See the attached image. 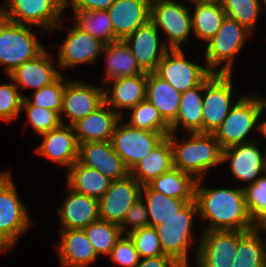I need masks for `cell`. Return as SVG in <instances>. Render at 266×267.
Listing matches in <instances>:
<instances>
[{"label": "cell", "mask_w": 266, "mask_h": 267, "mask_svg": "<svg viewBox=\"0 0 266 267\" xmlns=\"http://www.w3.org/2000/svg\"><path fill=\"white\" fill-rule=\"evenodd\" d=\"M201 181L196 183L195 201L199 216L209 221L205 231H248L257 226L249 215L243 186L213 189Z\"/></svg>", "instance_id": "1"}, {"label": "cell", "mask_w": 266, "mask_h": 267, "mask_svg": "<svg viewBox=\"0 0 266 267\" xmlns=\"http://www.w3.org/2000/svg\"><path fill=\"white\" fill-rule=\"evenodd\" d=\"M188 139L178 141L176 133L168 135L173 151L174 168L203 179L211 167L222 162V149L212 133H189ZM177 140V141H176Z\"/></svg>", "instance_id": "2"}, {"label": "cell", "mask_w": 266, "mask_h": 267, "mask_svg": "<svg viewBox=\"0 0 266 267\" xmlns=\"http://www.w3.org/2000/svg\"><path fill=\"white\" fill-rule=\"evenodd\" d=\"M248 94L241 96L214 133L222 150L237 144L253 141L246 139L253 129L258 130V123L263 110L265 98Z\"/></svg>", "instance_id": "3"}, {"label": "cell", "mask_w": 266, "mask_h": 267, "mask_svg": "<svg viewBox=\"0 0 266 267\" xmlns=\"http://www.w3.org/2000/svg\"><path fill=\"white\" fill-rule=\"evenodd\" d=\"M31 27L0 18V65L8 75L45 50Z\"/></svg>", "instance_id": "4"}, {"label": "cell", "mask_w": 266, "mask_h": 267, "mask_svg": "<svg viewBox=\"0 0 266 267\" xmlns=\"http://www.w3.org/2000/svg\"><path fill=\"white\" fill-rule=\"evenodd\" d=\"M11 175L9 171L0 180V253L12 248L32 222Z\"/></svg>", "instance_id": "5"}, {"label": "cell", "mask_w": 266, "mask_h": 267, "mask_svg": "<svg viewBox=\"0 0 266 267\" xmlns=\"http://www.w3.org/2000/svg\"><path fill=\"white\" fill-rule=\"evenodd\" d=\"M196 215L199 213L194 200L188 202L175 216L155 227L164 254L174 258L183 267H189V247L194 243L191 229Z\"/></svg>", "instance_id": "6"}, {"label": "cell", "mask_w": 266, "mask_h": 267, "mask_svg": "<svg viewBox=\"0 0 266 267\" xmlns=\"http://www.w3.org/2000/svg\"><path fill=\"white\" fill-rule=\"evenodd\" d=\"M251 34L245 26L226 16L215 36L206 43L205 66L212 73H232L234 58ZM221 63L224 65L216 70Z\"/></svg>", "instance_id": "7"}, {"label": "cell", "mask_w": 266, "mask_h": 267, "mask_svg": "<svg viewBox=\"0 0 266 267\" xmlns=\"http://www.w3.org/2000/svg\"><path fill=\"white\" fill-rule=\"evenodd\" d=\"M2 16L23 25L40 27L49 33L62 29L65 0H6Z\"/></svg>", "instance_id": "8"}, {"label": "cell", "mask_w": 266, "mask_h": 267, "mask_svg": "<svg viewBox=\"0 0 266 267\" xmlns=\"http://www.w3.org/2000/svg\"><path fill=\"white\" fill-rule=\"evenodd\" d=\"M232 73H210L203 80V133L214 134L221 126L231 108Z\"/></svg>", "instance_id": "9"}, {"label": "cell", "mask_w": 266, "mask_h": 267, "mask_svg": "<svg viewBox=\"0 0 266 267\" xmlns=\"http://www.w3.org/2000/svg\"><path fill=\"white\" fill-rule=\"evenodd\" d=\"M150 21L165 32L169 49H182L193 32L190 9L177 0H151Z\"/></svg>", "instance_id": "10"}, {"label": "cell", "mask_w": 266, "mask_h": 267, "mask_svg": "<svg viewBox=\"0 0 266 267\" xmlns=\"http://www.w3.org/2000/svg\"><path fill=\"white\" fill-rule=\"evenodd\" d=\"M121 123L120 120L113 132L111 144L129 170L170 134L141 130Z\"/></svg>", "instance_id": "11"}, {"label": "cell", "mask_w": 266, "mask_h": 267, "mask_svg": "<svg viewBox=\"0 0 266 267\" xmlns=\"http://www.w3.org/2000/svg\"><path fill=\"white\" fill-rule=\"evenodd\" d=\"M154 73L183 93L198 86L211 71L187 60L182 49H169Z\"/></svg>", "instance_id": "12"}, {"label": "cell", "mask_w": 266, "mask_h": 267, "mask_svg": "<svg viewBox=\"0 0 266 267\" xmlns=\"http://www.w3.org/2000/svg\"><path fill=\"white\" fill-rule=\"evenodd\" d=\"M195 251L198 267H233L239 231H204Z\"/></svg>", "instance_id": "13"}, {"label": "cell", "mask_w": 266, "mask_h": 267, "mask_svg": "<svg viewBox=\"0 0 266 267\" xmlns=\"http://www.w3.org/2000/svg\"><path fill=\"white\" fill-rule=\"evenodd\" d=\"M142 185L130 174L112 181L110 189L99 199L100 219L121 225L125 214L141 197Z\"/></svg>", "instance_id": "14"}, {"label": "cell", "mask_w": 266, "mask_h": 267, "mask_svg": "<svg viewBox=\"0 0 266 267\" xmlns=\"http://www.w3.org/2000/svg\"><path fill=\"white\" fill-rule=\"evenodd\" d=\"M159 36V30L149 20L124 39L138 65L146 73L155 72L169 50L166 41L161 43Z\"/></svg>", "instance_id": "15"}, {"label": "cell", "mask_w": 266, "mask_h": 267, "mask_svg": "<svg viewBox=\"0 0 266 267\" xmlns=\"http://www.w3.org/2000/svg\"><path fill=\"white\" fill-rule=\"evenodd\" d=\"M104 89L86 82L67 81L62 96L61 122L64 124L63 114L69 118V125H73L95 111L104 102Z\"/></svg>", "instance_id": "16"}, {"label": "cell", "mask_w": 266, "mask_h": 267, "mask_svg": "<svg viewBox=\"0 0 266 267\" xmlns=\"http://www.w3.org/2000/svg\"><path fill=\"white\" fill-rule=\"evenodd\" d=\"M66 40L60 45L57 67L71 68L80 64H89L97 60L103 53V43L100 39L82 31L76 25L71 27Z\"/></svg>", "instance_id": "17"}, {"label": "cell", "mask_w": 266, "mask_h": 267, "mask_svg": "<svg viewBox=\"0 0 266 267\" xmlns=\"http://www.w3.org/2000/svg\"><path fill=\"white\" fill-rule=\"evenodd\" d=\"M228 160L236 180L253 184L266 172V152L262 153L256 140L222 150V162Z\"/></svg>", "instance_id": "18"}, {"label": "cell", "mask_w": 266, "mask_h": 267, "mask_svg": "<svg viewBox=\"0 0 266 267\" xmlns=\"http://www.w3.org/2000/svg\"><path fill=\"white\" fill-rule=\"evenodd\" d=\"M78 161L84 166L98 170L113 181L126 178L130 174V170L112 147L111 141L79 144Z\"/></svg>", "instance_id": "19"}, {"label": "cell", "mask_w": 266, "mask_h": 267, "mask_svg": "<svg viewBox=\"0 0 266 267\" xmlns=\"http://www.w3.org/2000/svg\"><path fill=\"white\" fill-rule=\"evenodd\" d=\"M41 136L44 139L35 149L37 154L66 166V170L78 160L79 144L72 125L61 124Z\"/></svg>", "instance_id": "20"}, {"label": "cell", "mask_w": 266, "mask_h": 267, "mask_svg": "<svg viewBox=\"0 0 266 267\" xmlns=\"http://www.w3.org/2000/svg\"><path fill=\"white\" fill-rule=\"evenodd\" d=\"M122 119L106 102L72 126L78 144L111 141L118 122Z\"/></svg>", "instance_id": "21"}, {"label": "cell", "mask_w": 266, "mask_h": 267, "mask_svg": "<svg viewBox=\"0 0 266 267\" xmlns=\"http://www.w3.org/2000/svg\"><path fill=\"white\" fill-rule=\"evenodd\" d=\"M50 53L45 49L36 58L25 61L8 76L18 89L24 91L30 87L39 90L40 88L55 82L62 74L52 65Z\"/></svg>", "instance_id": "22"}, {"label": "cell", "mask_w": 266, "mask_h": 267, "mask_svg": "<svg viewBox=\"0 0 266 267\" xmlns=\"http://www.w3.org/2000/svg\"><path fill=\"white\" fill-rule=\"evenodd\" d=\"M61 229H84L100 219L99 200L79 194L68 187V195L58 209Z\"/></svg>", "instance_id": "23"}, {"label": "cell", "mask_w": 266, "mask_h": 267, "mask_svg": "<svg viewBox=\"0 0 266 267\" xmlns=\"http://www.w3.org/2000/svg\"><path fill=\"white\" fill-rule=\"evenodd\" d=\"M151 0H115L107 10L115 35L124 40L150 20Z\"/></svg>", "instance_id": "24"}, {"label": "cell", "mask_w": 266, "mask_h": 267, "mask_svg": "<svg viewBox=\"0 0 266 267\" xmlns=\"http://www.w3.org/2000/svg\"><path fill=\"white\" fill-rule=\"evenodd\" d=\"M57 245L61 267H86L98 255L83 229H60Z\"/></svg>", "instance_id": "25"}, {"label": "cell", "mask_w": 266, "mask_h": 267, "mask_svg": "<svg viewBox=\"0 0 266 267\" xmlns=\"http://www.w3.org/2000/svg\"><path fill=\"white\" fill-rule=\"evenodd\" d=\"M111 81L112 90L110 88L104 90V99L123 119L121 109H131L146 99L147 73L145 72L137 76L121 77ZM109 91H112L111 94Z\"/></svg>", "instance_id": "26"}, {"label": "cell", "mask_w": 266, "mask_h": 267, "mask_svg": "<svg viewBox=\"0 0 266 267\" xmlns=\"http://www.w3.org/2000/svg\"><path fill=\"white\" fill-rule=\"evenodd\" d=\"M173 167L172 146L169 137L166 136L130 170V175L143 186Z\"/></svg>", "instance_id": "27"}, {"label": "cell", "mask_w": 266, "mask_h": 267, "mask_svg": "<svg viewBox=\"0 0 266 267\" xmlns=\"http://www.w3.org/2000/svg\"><path fill=\"white\" fill-rule=\"evenodd\" d=\"M181 94L154 72L147 73L146 99L158 109L163 120L169 126L178 115Z\"/></svg>", "instance_id": "28"}, {"label": "cell", "mask_w": 266, "mask_h": 267, "mask_svg": "<svg viewBox=\"0 0 266 267\" xmlns=\"http://www.w3.org/2000/svg\"><path fill=\"white\" fill-rule=\"evenodd\" d=\"M67 174V187L98 200L110 189L113 181L98 170L84 166L78 160L67 170Z\"/></svg>", "instance_id": "29"}, {"label": "cell", "mask_w": 266, "mask_h": 267, "mask_svg": "<svg viewBox=\"0 0 266 267\" xmlns=\"http://www.w3.org/2000/svg\"><path fill=\"white\" fill-rule=\"evenodd\" d=\"M102 52L105 53L106 58L104 83L121 77L137 76L145 73L124 40L105 44Z\"/></svg>", "instance_id": "30"}, {"label": "cell", "mask_w": 266, "mask_h": 267, "mask_svg": "<svg viewBox=\"0 0 266 267\" xmlns=\"http://www.w3.org/2000/svg\"><path fill=\"white\" fill-rule=\"evenodd\" d=\"M203 81L181 94L176 120L170 125V133H176L181 124L188 133H203L202 101Z\"/></svg>", "instance_id": "31"}, {"label": "cell", "mask_w": 266, "mask_h": 267, "mask_svg": "<svg viewBox=\"0 0 266 267\" xmlns=\"http://www.w3.org/2000/svg\"><path fill=\"white\" fill-rule=\"evenodd\" d=\"M261 230L264 228L257 225L251 230L239 231L233 267H266V240L262 239Z\"/></svg>", "instance_id": "32"}, {"label": "cell", "mask_w": 266, "mask_h": 267, "mask_svg": "<svg viewBox=\"0 0 266 267\" xmlns=\"http://www.w3.org/2000/svg\"><path fill=\"white\" fill-rule=\"evenodd\" d=\"M196 183L197 180L192 175L173 167L147 185L171 198L195 200Z\"/></svg>", "instance_id": "33"}, {"label": "cell", "mask_w": 266, "mask_h": 267, "mask_svg": "<svg viewBox=\"0 0 266 267\" xmlns=\"http://www.w3.org/2000/svg\"><path fill=\"white\" fill-rule=\"evenodd\" d=\"M141 197L146 199L144 202L151 227L162 225L166 220L175 216L188 202L194 201L168 197L152 190L148 185L142 186Z\"/></svg>", "instance_id": "34"}, {"label": "cell", "mask_w": 266, "mask_h": 267, "mask_svg": "<svg viewBox=\"0 0 266 267\" xmlns=\"http://www.w3.org/2000/svg\"><path fill=\"white\" fill-rule=\"evenodd\" d=\"M192 16L193 36L207 43L215 36L227 16L219 2L195 4Z\"/></svg>", "instance_id": "35"}, {"label": "cell", "mask_w": 266, "mask_h": 267, "mask_svg": "<svg viewBox=\"0 0 266 267\" xmlns=\"http://www.w3.org/2000/svg\"><path fill=\"white\" fill-rule=\"evenodd\" d=\"M75 25L82 31L109 44L119 41L107 10L73 11Z\"/></svg>", "instance_id": "36"}, {"label": "cell", "mask_w": 266, "mask_h": 267, "mask_svg": "<svg viewBox=\"0 0 266 267\" xmlns=\"http://www.w3.org/2000/svg\"><path fill=\"white\" fill-rule=\"evenodd\" d=\"M83 230L98 256L104 254L108 257L116 242L123 235L119 225L102 219L92 222Z\"/></svg>", "instance_id": "37"}, {"label": "cell", "mask_w": 266, "mask_h": 267, "mask_svg": "<svg viewBox=\"0 0 266 267\" xmlns=\"http://www.w3.org/2000/svg\"><path fill=\"white\" fill-rule=\"evenodd\" d=\"M130 110L132 113L127 122L129 126L153 132H170V126L163 120L158 109L147 99Z\"/></svg>", "instance_id": "38"}, {"label": "cell", "mask_w": 266, "mask_h": 267, "mask_svg": "<svg viewBox=\"0 0 266 267\" xmlns=\"http://www.w3.org/2000/svg\"><path fill=\"white\" fill-rule=\"evenodd\" d=\"M226 15L253 33L261 10L260 0H220Z\"/></svg>", "instance_id": "39"}, {"label": "cell", "mask_w": 266, "mask_h": 267, "mask_svg": "<svg viewBox=\"0 0 266 267\" xmlns=\"http://www.w3.org/2000/svg\"><path fill=\"white\" fill-rule=\"evenodd\" d=\"M61 75L55 82L46 85L32 94V99L24 96L22 106H38L57 111L61 115L62 96L67 80Z\"/></svg>", "instance_id": "40"}, {"label": "cell", "mask_w": 266, "mask_h": 267, "mask_svg": "<svg viewBox=\"0 0 266 267\" xmlns=\"http://www.w3.org/2000/svg\"><path fill=\"white\" fill-rule=\"evenodd\" d=\"M246 206L257 225L266 221V172L255 183L244 186Z\"/></svg>", "instance_id": "41"}, {"label": "cell", "mask_w": 266, "mask_h": 267, "mask_svg": "<svg viewBox=\"0 0 266 267\" xmlns=\"http://www.w3.org/2000/svg\"><path fill=\"white\" fill-rule=\"evenodd\" d=\"M133 241L140 258L156 257L164 254L155 227H143L127 234Z\"/></svg>", "instance_id": "42"}, {"label": "cell", "mask_w": 266, "mask_h": 267, "mask_svg": "<svg viewBox=\"0 0 266 267\" xmlns=\"http://www.w3.org/2000/svg\"><path fill=\"white\" fill-rule=\"evenodd\" d=\"M21 110L26 112L28 124H31L39 135L45 134L62 124L60 114L57 111L38 106H22Z\"/></svg>", "instance_id": "43"}, {"label": "cell", "mask_w": 266, "mask_h": 267, "mask_svg": "<svg viewBox=\"0 0 266 267\" xmlns=\"http://www.w3.org/2000/svg\"><path fill=\"white\" fill-rule=\"evenodd\" d=\"M18 87L12 83H5L0 85V119L11 122L18 118L22 111V103L24 95L18 91Z\"/></svg>", "instance_id": "44"}, {"label": "cell", "mask_w": 266, "mask_h": 267, "mask_svg": "<svg viewBox=\"0 0 266 267\" xmlns=\"http://www.w3.org/2000/svg\"><path fill=\"white\" fill-rule=\"evenodd\" d=\"M108 257L121 267H136L141 259L128 235L121 236Z\"/></svg>", "instance_id": "45"}, {"label": "cell", "mask_w": 266, "mask_h": 267, "mask_svg": "<svg viewBox=\"0 0 266 267\" xmlns=\"http://www.w3.org/2000/svg\"><path fill=\"white\" fill-rule=\"evenodd\" d=\"M131 230L127 229V226ZM150 226L148 212L144 199L140 197L125 214L123 223L120 225L122 233L127 235L136 229Z\"/></svg>", "instance_id": "46"}, {"label": "cell", "mask_w": 266, "mask_h": 267, "mask_svg": "<svg viewBox=\"0 0 266 267\" xmlns=\"http://www.w3.org/2000/svg\"><path fill=\"white\" fill-rule=\"evenodd\" d=\"M115 0H65V8L72 5L73 11L108 10Z\"/></svg>", "instance_id": "47"}, {"label": "cell", "mask_w": 266, "mask_h": 267, "mask_svg": "<svg viewBox=\"0 0 266 267\" xmlns=\"http://www.w3.org/2000/svg\"><path fill=\"white\" fill-rule=\"evenodd\" d=\"M136 267H183L174 258L162 254L156 257L141 258Z\"/></svg>", "instance_id": "48"}, {"label": "cell", "mask_w": 266, "mask_h": 267, "mask_svg": "<svg viewBox=\"0 0 266 267\" xmlns=\"http://www.w3.org/2000/svg\"><path fill=\"white\" fill-rule=\"evenodd\" d=\"M265 108H266V99H265ZM258 133H261L266 137V120L258 124Z\"/></svg>", "instance_id": "49"}, {"label": "cell", "mask_w": 266, "mask_h": 267, "mask_svg": "<svg viewBox=\"0 0 266 267\" xmlns=\"http://www.w3.org/2000/svg\"><path fill=\"white\" fill-rule=\"evenodd\" d=\"M193 2V4H205V3H214V2H219L220 0H190Z\"/></svg>", "instance_id": "50"}, {"label": "cell", "mask_w": 266, "mask_h": 267, "mask_svg": "<svg viewBox=\"0 0 266 267\" xmlns=\"http://www.w3.org/2000/svg\"><path fill=\"white\" fill-rule=\"evenodd\" d=\"M9 172V170L7 171H0V180Z\"/></svg>", "instance_id": "51"}, {"label": "cell", "mask_w": 266, "mask_h": 267, "mask_svg": "<svg viewBox=\"0 0 266 267\" xmlns=\"http://www.w3.org/2000/svg\"><path fill=\"white\" fill-rule=\"evenodd\" d=\"M261 226L266 230V221Z\"/></svg>", "instance_id": "52"}, {"label": "cell", "mask_w": 266, "mask_h": 267, "mask_svg": "<svg viewBox=\"0 0 266 267\" xmlns=\"http://www.w3.org/2000/svg\"><path fill=\"white\" fill-rule=\"evenodd\" d=\"M2 17V7H0V18Z\"/></svg>", "instance_id": "53"}, {"label": "cell", "mask_w": 266, "mask_h": 267, "mask_svg": "<svg viewBox=\"0 0 266 267\" xmlns=\"http://www.w3.org/2000/svg\"><path fill=\"white\" fill-rule=\"evenodd\" d=\"M262 2L264 3V5H265V7H266V0H263Z\"/></svg>", "instance_id": "54"}]
</instances>
